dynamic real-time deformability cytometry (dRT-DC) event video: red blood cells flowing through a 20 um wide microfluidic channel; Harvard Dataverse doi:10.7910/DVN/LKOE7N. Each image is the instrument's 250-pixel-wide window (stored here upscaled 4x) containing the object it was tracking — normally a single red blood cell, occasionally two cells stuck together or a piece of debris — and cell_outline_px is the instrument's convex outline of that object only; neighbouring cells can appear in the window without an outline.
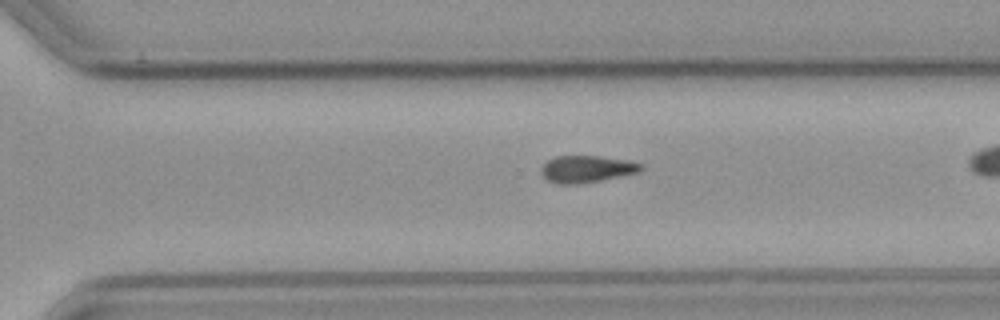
{"species": "common noctule bat (a hibernating species)", "species_latin": "Nyctalus noctula", "temperature_condition": "cold", "stored_images_in_passage": 34, "camera_frame_rate_fps": 3000, "um_per_image_px": 0.085, "animal": {"sex": "male", "body_mass_g": 23.1, "forearm_length_mm": 52.7}, "frame": {"image": 1, "passage_image": 29, "time_ms": 9.333, "image_size_px": [1000, 320], "cell_outline_px": [[644, 168], [640, 172], [600, 180], [576, 184], [556, 184], [548, 180], [540, 172], [540, 168], [548, 160], [556, 156], [600, 156], [628, 160], [644, 164]], "centroid_in_image_um": [49.89, 14.36], "position_along_channel_um": 320.7, "area_um2": 15.72}}